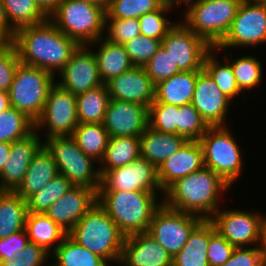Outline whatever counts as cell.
<instances>
[{"label": "cell", "instance_id": "cell-1", "mask_svg": "<svg viewBox=\"0 0 266 266\" xmlns=\"http://www.w3.org/2000/svg\"><path fill=\"white\" fill-rule=\"evenodd\" d=\"M13 43L20 63L47 70L56 76L79 47L49 19L16 30Z\"/></svg>", "mask_w": 266, "mask_h": 266}, {"label": "cell", "instance_id": "cell-2", "mask_svg": "<svg viewBox=\"0 0 266 266\" xmlns=\"http://www.w3.org/2000/svg\"><path fill=\"white\" fill-rule=\"evenodd\" d=\"M230 187L211 169L203 167L172 183L164 191L162 202L171 209L209 220L221 208V196Z\"/></svg>", "mask_w": 266, "mask_h": 266}, {"label": "cell", "instance_id": "cell-3", "mask_svg": "<svg viewBox=\"0 0 266 266\" xmlns=\"http://www.w3.org/2000/svg\"><path fill=\"white\" fill-rule=\"evenodd\" d=\"M157 195L143 191H98L97 202L126 237L148 231L153 214L163 204ZM160 201V202H159Z\"/></svg>", "mask_w": 266, "mask_h": 266}, {"label": "cell", "instance_id": "cell-4", "mask_svg": "<svg viewBox=\"0 0 266 266\" xmlns=\"http://www.w3.org/2000/svg\"><path fill=\"white\" fill-rule=\"evenodd\" d=\"M67 235L77 244L105 259L111 266L113 262L120 266L125 236L98 202Z\"/></svg>", "mask_w": 266, "mask_h": 266}, {"label": "cell", "instance_id": "cell-5", "mask_svg": "<svg viewBox=\"0 0 266 266\" xmlns=\"http://www.w3.org/2000/svg\"><path fill=\"white\" fill-rule=\"evenodd\" d=\"M106 8L87 0H61L48 19L79 45H89L105 34Z\"/></svg>", "mask_w": 266, "mask_h": 266}, {"label": "cell", "instance_id": "cell-6", "mask_svg": "<svg viewBox=\"0 0 266 266\" xmlns=\"http://www.w3.org/2000/svg\"><path fill=\"white\" fill-rule=\"evenodd\" d=\"M230 130L227 126L209 127L198 141L203 150L204 167L211 169L232 187L243 172L245 161Z\"/></svg>", "mask_w": 266, "mask_h": 266}, {"label": "cell", "instance_id": "cell-7", "mask_svg": "<svg viewBox=\"0 0 266 266\" xmlns=\"http://www.w3.org/2000/svg\"><path fill=\"white\" fill-rule=\"evenodd\" d=\"M44 146L56 162L59 174L74 186H85L98 193L101 176L95 165L99 164L78 147L72 136L50 137L44 140Z\"/></svg>", "mask_w": 266, "mask_h": 266}, {"label": "cell", "instance_id": "cell-8", "mask_svg": "<svg viewBox=\"0 0 266 266\" xmlns=\"http://www.w3.org/2000/svg\"><path fill=\"white\" fill-rule=\"evenodd\" d=\"M56 75L47 70L19 63L8 95L11 107L25 113L34 122L41 116Z\"/></svg>", "mask_w": 266, "mask_h": 266}, {"label": "cell", "instance_id": "cell-9", "mask_svg": "<svg viewBox=\"0 0 266 266\" xmlns=\"http://www.w3.org/2000/svg\"><path fill=\"white\" fill-rule=\"evenodd\" d=\"M242 0H202L184 11L181 19L215 48L228 32Z\"/></svg>", "mask_w": 266, "mask_h": 266}, {"label": "cell", "instance_id": "cell-10", "mask_svg": "<svg viewBox=\"0 0 266 266\" xmlns=\"http://www.w3.org/2000/svg\"><path fill=\"white\" fill-rule=\"evenodd\" d=\"M263 43L266 45V4L242 1L228 32L215 48L219 55L230 48L258 47Z\"/></svg>", "mask_w": 266, "mask_h": 266}, {"label": "cell", "instance_id": "cell-11", "mask_svg": "<svg viewBox=\"0 0 266 266\" xmlns=\"http://www.w3.org/2000/svg\"><path fill=\"white\" fill-rule=\"evenodd\" d=\"M216 231L234 247L258 246L266 214L252 209H223L209 219Z\"/></svg>", "mask_w": 266, "mask_h": 266}, {"label": "cell", "instance_id": "cell-12", "mask_svg": "<svg viewBox=\"0 0 266 266\" xmlns=\"http://www.w3.org/2000/svg\"><path fill=\"white\" fill-rule=\"evenodd\" d=\"M78 124L76 96L55 83L41 116L35 121V131L39 135L44 131L43 140L54 136H72Z\"/></svg>", "mask_w": 266, "mask_h": 266}, {"label": "cell", "instance_id": "cell-13", "mask_svg": "<svg viewBox=\"0 0 266 266\" xmlns=\"http://www.w3.org/2000/svg\"><path fill=\"white\" fill-rule=\"evenodd\" d=\"M203 219L162 204L153 214L147 233L173 258L184 248L192 230Z\"/></svg>", "mask_w": 266, "mask_h": 266}, {"label": "cell", "instance_id": "cell-14", "mask_svg": "<svg viewBox=\"0 0 266 266\" xmlns=\"http://www.w3.org/2000/svg\"><path fill=\"white\" fill-rule=\"evenodd\" d=\"M98 191L160 192L161 199L164 196L157 167L142 157L125 166L106 171L101 176Z\"/></svg>", "mask_w": 266, "mask_h": 266}, {"label": "cell", "instance_id": "cell-15", "mask_svg": "<svg viewBox=\"0 0 266 266\" xmlns=\"http://www.w3.org/2000/svg\"><path fill=\"white\" fill-rule=\"evenodd\" d=\"M161 45L181 71L203 70L204 59L212 47L195 34L182 20L168 30Z\"/></svg>", "mask_w": 266, "mask_h": 266}, {"label": "cell", "instance_id": "cell-16", "mask_svg": "<svg viewBox=\"0 0 266 266\" xmlns=\"http://www.w3.org/2000/svg\"><path fill=\"white\" fill-rule=\"evenodd\" d=\"M92 48L91 45H79L58 73L60 75V81L56 82L58 86L77 96L104 84Z\"/></svg>", "mask_w": 266, "mask_h": 266}, {"label": "cell", "instance_id": "cell-17", "mask_svg": "<svg viewBox=\"0 0 266 266\" xmlns=\"http://www.w3.org/2000/svg\"><path fill=\"white\" fill-rule=\"evenodd\" d=\"M102 124L110 137H140L148 126V108L110 99Z\"/></svg>", "mask_w": 266, "mask_h": 266}, {"label": "cell", "instance_id": "cell-18", "mask_svg": "<svg viewBox=\"0 0 266 266\" xmlns=\"http://www.w3.org/2000/svg\"><path fill=\"white\" fill-rule=\"evenodd\" d=\"M191 104L209 127L227 126L225 121L232 101L220 91L204 70L197 75Z\"/></svg>", "mask_w": 266, "mask_h": 266}, {"label": "cell", "instance_id": "cell-19", "mask_svg": "<svg viewBox=\"0 0 266 266\" xmlns=\"http://www.w3.org/2000/svg\"><path fill=\"white\" fill-rule=\"evenodd\" d=\"M43 145V137L35 130L12 143L9 160L0 173V191H15L20 186L34 155Z\"/></svg>", "mask_w": 266, "mask_h": 266}, {"label": "cell", "instance_id": "cell-20", "mask_svg": "<svg viewBox=\"0 0 266 266\" xmlns=\"http://www.w3.org/2000/svg\"><path fill=\"white\" fill-rule=\"evenodd\" d=\"M96 203L95 190L85 186H73L54 202L45 214L68 233Z\"/></svg>", "mask_w": 266, "mask_h": 266}, {"label": "cell", "instance_id": "cell-21", "mask_svg": "<svg viewBox=\"0 0 266 266\" xmlns=\"http://www.w3.org/2000/svg\"><path fill=\"white\" fill-rule=\"evenodd\" d=\"M105 84L110 99L137 103L147 108L155 100V85L144 67L134 66Z\"/></svg>", "mask_w": 266, "mask_h": 266}, {"label": "cell", "instance_id": "cell-22", "mask_svg": "<svg viewBox=\"0 0 266 266\" xmlns=\"http://www.w3.org/2000/svg\"><path fill=\"white\" fill-rule=\"evenodd\" d=\"M121 266H172V257L147 232L126 236Z\"/></svg>", "mask_w": 266, "mask_h": 266}, {"label": "cell", "instance_id": "cell-23", "mask_svg": "<svg viewBox=\"0 0 266 266\" xmlns=\"http://www.w3.org/2000/svg\"><path fill=\"white\" fill-rule=\"evenodd\" d=\"M204 167L203 150L199 141H186L183 146L159 166L158 180L165 191L176 180Z\"/></svg>", "mask_w": 266, "mask_h": 266}, {"label": "cell", "instance_id": "cell-24", "mask_svg": "<svg viewBox=\"0 0 266 266\" xmlns=\"http://www.w3.org/2000/svg\"><path fill=\"white\" fill-rule=\"evenodd\" d=\"M186 141L178 134L159 132L147 126L140 135L141 157L158 168L179 151Z\"/></svg>", "mask_w": 266, "mask_h": 266}, {"label": "cell", "instance_id": "cell-25", "mask_svg": "<svg viewBox=\"0 0 266 266\" xmlns=\"http://www.w3.org/2000/svg\"><path fill=\"white\" fill-rule=\"evenodd\" d=\"M89 45L98 47L95 48L97 51L93 50V52L97 59L100 78L104 84L134 67L121 44L110 42L102 37Z\"/></svg>", "mask_w": 266, "mask_h": 266}, {"label": "cell", "instance_id": "cell-26", "mask_svg": "<svg viewBox=\"0 0 266 266\" xmlns=\"http://www.w3.org/2000/svg\"><path fill=\"white\" fill-rule=\"evenodd\" d=\"M58 173L56 162L43 145L34 155L24 180L15 192L27 200L32 194L42 190Z\"/></svg>", "mask_w": 266, "mask_h": 266}, {"label": "cell", "instance_id": "cell-27", "mask_svg": "<svg viewBox=\"0 0 266 266\" xmlns=\"http://www.w3.org/2000/svg\"><path fill=\"white\" fill-rule=\"evenodd\" d=\"M200 71H180L172 77L155 85V100L183 106L192 101L197 75Z\"/></svg>", "mask_w": 266, "mask_h": 266}, {"label": "cell", "instance_id": "cell-28", "mask_svg": "<svg viewBox=\"0 0 266 266\" xmlns=\"http://www.w3.org/2000/svg\"><path fill=\"white\" fill-rule=\"evenodd\" d=\"M209 241L210 220H202L190 233L184 248L172 258V266H210Z\"/></svg>", "mask_w": 266, "mask_h": 266}, {"label": "cell", "instance_id": "cell-29", "mask_svg": "<svg viewBox=\"0 0 266 266\" xmlns=\"http://www.w3.org/2000/svg\"><path fill=\"white\" fill-rule=\"evenodd\" d=\"M25 229L29 241L43 247L50 254L68 234L45 213H28Z\"/></svg>", "mask_w": 266, "mask_h": 266}, {"label": "cell", "instance_id": "cell-30", "mask_svg": "<svg viewBox=\"0 0 266 266\" xmlns=\"http://www.w3.org/2000/svg\"><path fill=\"white\" fill-rule=\"evenodd\" d=\"M27 201L15 191H0V238L25 229Z\"/></svg>", "mask_w": 266, "mask_h": 266}, {"label": "cell", "instance_id": "cell-31", "mask_svg": "<svg viewBox=\"0 0 266 266\" xmlns=\"http://www.w3.org/2000/svg\"><path fill=\"white\" fill-rule=\"evenodd\" d=\"M141 157L140 137H110L99 162L102 176L106 171L125 166Z\"/></svg>", "mask_w": 266, "mask_h": 266}, {"label": "cell", "instance_id": "cell-32", "mask_svg": "<svg viewBox=\"0 0 266 266\" xmlns=\"http://www.w3.org/2000/svg\"><path fill=\"white\" fill-rule=\"evenodd\" d=\"M77 118L79 124L100 123L105 117L110 96L106 84H102L94 89L76 96Z\"/></svg>", "mask_w": 266, "mask_h": 266}, {"label": "cell", "instance_id": "cell-33", "mask_svg": "<svg viewBox=\"0 0 266 266\" xmlns=\"http://www.w3.org/2000/svg\"><path fill=\"white\" fill-rule=\"evenodd\" d=\"M57 266H111L105 259L77 244L68 235L51 253Z\"/></svg>", "mask_w": 266, "mask_h": 266}, {"label": "cell", "instance_id": "cell-34", "mask_svg": "<svg viewBox=\"0 0 266 266\" xmlns=\"http://www.w3.org/2000/svg\"><path fill=\"white\" fill-rule=\"evenodd\" d=\"M78 147L95 161L102 160L108 146L109 133L100 123L78 124L72 134Z\"/></svg>", "mask_w": 266, "mask_h": 266}, {"label": "cell", "instance_id": "cell-35", "mask_svg": "<svg viewBox=\"0 0 266 266\" xmlns=\"http://www.w3.org/2000/svg\"><path fill=\"white\" fill-rule=\"evenodd\" d=\"M216 53H218L217 49L212 48L206 54L203 70L216 83L220 91L233 102L234 98L242 95V92L237 85L230 62L225 57H223L225 62L219 60Z\"/></svg>", "mask_w": 266, "mask_h": 266}, {"label": "cell", "instance_id": "cell-36", "mask_svg": "<svg viewBox=\"0 0 266 266\" xmlns=\"http://www.w3.org/2000/svg\"><path fill=\"white\" fill-rule=\"evenodd\" d=\"M223 57L230 62L237 85L240 91L243 92V97L246 98L245 91L253 90L262 82L264 76L262 71L263 63L257 56L255 57L251 54L236 57L234 60L233 53H230L229 56L225 53Z\"/></svg>", "mask_w": 266, "mask_h": 266}, {"label": "cell", "instance_id": "cell-37", "mask_svg": "<svg viewBox=\"0 0 266 266\" xmlns=\"http://www.w3.org/2000/svg\"><path fill=\"white\" fill-rule=\"evenodd\" d=\"M2 2L7 19L15 31L26 26L40 24L48 19L35 0H2Z\"/></svg>", "mask_w": 266, "mask_h": 266}, {"label": "cell", "instance_id": "cell-38", "mask_svg": "<svg viewBox=\"0 0 266 266\" xmlns=\"http://www.w3.org/2000/svg\"><path fill=\"white\" fill-rule=\"evenodd\" d=\"M74 185L62 174H57L39 192L32 194L27 201L28 213H45L61 196Z\"/></svg>", "mask_w": 266, "mask_h": 266}, {"label": "cell", "instance_id": "cell-39", "mask_svg": "<svg viewBox=\"0 0 266 266\" xmlns=\"http://www.w3.org/2000/svg\"><path fill=\"white\" fill-rule=\"evenodd\" d=\"M35 122L25 113L10 107L0 112V142L13 143L31 134Z\"/></svg>", "mask_w": 266, "mask_h": 266}, {"label": "cell", "instance_id": "cell-40", "mask_svg": "<svg viewBox=\"0 0 266 266\" xmlns=\"http://www.w3.org/2000/svg\"><path fill=\"white\" fill-rule=\"evenodd\" d=\"M166 0H110L106 17L132 19L158 10Z\"/></svg>", "mask_w": 266, "mask_h": 266}, {"label": "cell", "instance_id": "cell-41", "mask_svg": "<svg viewBox=\"0 0 266 266\" xmlns=\"http://www.w3.org/2000/svg\"><path fill=\"white\" fill-rule=\"evenodd\" d=\"M208 129L209 126L191 103L179 107L178 135L187 141H198Z\"/></svg>", "mask_w": 266, "mask_h": 266}, {"label": "cell", "instance_id": "cell-42", "mask_svg": "<svg viewBox=\"0 0 266 266\" xmlns=\"http://www.w3.org/2000/svg\"><path fill=\"white\" fill-rule=\"evenodd\" d=\"M170 10L172 11L168 3L165 2L158 10L140 16L138 20L141 35L162 41L168 30L176 23L167 17Z\"/></svg>", "mask_w": 266, "mask_h": 266}, {"label": "cell", "instance_id": "cell-43", "mask_svg": "<svg viewBox=\"0 0 266 266\" xmlns=\"http://www.w3.org/2000/svg\"><path fill=\"white\" fill-rule=\"evenodd\" d=\"M179 106L153 102L148 108V126L156 131L177 134Z\"/></svg>", "mask_w": 266, "mask_h": 266}, {"label": "cell", "instance_id": "cell-44", "mask_svg": "<svg viewBox=\"0 0 266 266\" xmlns=\"http://www.w3.org/2000/svg\"><path fill=\"white\" fill-rule=\"evenodd\" d=\"M140 34L138 18L120 19L105 17L104 38L110 42L123 45Z\"/></svg>", "mask_w": 266, "mask_h": 266}, {"label": "cell", "instance_id": "cell-45", "mask_svg": "<svg viewBox=\"0 0 266 266\" xmlns=\"http://www.w3.org/2000/svg\"><path fill=\"white\" fill-rule=\"evenodd\" d=\"M144 69L154 85L181 71L162 45L157 53L144 65Z\"/></svg>", "mask_w": 266, "mask_h": 266}, {"label": "cell", "instance_id": "cell-46", "mask_svg": "<svg viewBox=\"0 0 266 266\" xmlns=\"http://www.w3.org/2000/svg\"><path fill=\"white\" fill-rule=\"evenodd\" d=\"M125 51L134 66L144 65L157 53L161 41L144 35L136 36L134 39L123 44Z\"/></svg>", "mask_w": 266, "mask_h": 266}, {"label": "cell", "instance_id": "cell-47", "mask_svg": "<svg viewBox=\"0 0 266 266\" xmlns=\"http://www.w3.org/2000/svg\"><path fill=\"white\" fill-rule=\"evenodd\" d=\"M19 63L13 41L0 42V90H9Z\"/></svg>", "mask_w": 266, "mask_h": 266}, {"label": "cell", "instance_id": "cell-48", "mask_svg": "<svg viewBox=\"0 0 266 266\" xmlns=\"http://www.w3.org/2000/svg\"><path fill=\"white\" fill-rule=\"evenodd\" d=\"M234 246L221 236L210 221V241L207 258L210 266H221L231 257Z\"/></svg>", "mask_w": 266, "mask_h": 266}, {"label": "cell", "instance_id": "cell-49", "mask_svg": "<svg viewBox=\"0 0 266 266\" xmlns=\"http://www.w3.org/2000/svg\"><path fill=\"white\" fill-rule=\"evenodd\" d=\"M221 266H262L258 246L235 247L230 259Z\"/></svg>", "mask_w": 266, "mask_h": 266}, {"label": "cell", "instance_id": "cell-50", "mask_svg": "<svg viewBox=\"0 0 266 266\" xmlns=\"http://www.w3.org/2000/svg\"><path fill=\"white\" fill-rule=\"evenodd\" d=\"M26 229L5 238H0V262L15 258V254L29 243Z\"/></svg>", "mask_w": 266, "mask_h": 266}, {"label": "cell", "instance_id": "cell-51", "mask_svg": "<svg viewBox=\"0 0 266 266\" xmlns=\"http://www.w3.org/2000/svg\"><path fill=\"white\" fill-rule=\"evenodd\" d=\"M50 255L43 247L29 242L15 254V258L22 257V262L26 266H46L51 259Z\"/></svg>", "mask_w": 266, "mask_h": 266}, {"label": "cell", "instance_id": "cell-52", "mask_svg": "<svg viewBox=\"0 0 266 266\" xmlns=\"http://www.w3.org/2000/svg\"><path fill=\"white\" fill-rule=\"evenodd\" d=\"M15 30L11 27L5 12V7L0 0V42L13 41Z\"/></svg>", "mask_w": 266, "mask_h": 266}, {"label": "cell", "instance_id": "cell-53", "mask_svg": "<svg viewBox=\"0 0 266 266\" xmlns=\"http://www.w3.org/2000/svg\"><path fill=\"white\" fill-rule=\"evenodd\" d=\"M39 8L49 17L58 7L61 0H35Z\"/></svg>", "mask_w": 266, "mask_h": 266}, {"label": "cell", "instance_id": "cell-54", "mask_svg": "<svg viewBox=\"0 0 266 266\" xmlns=\"http://www.w3.org/2000/svg\"><path fill=\"white\" fill-rule=\"evenodd\" d=\"M11 147H12V143L0 142V173L5 163L9 160Z\"/></svg>", "mask_w": 266, "mask_h": 266}, {"label": "cell", "instance_id": "cell-55", "mask_svg": "<svg viewBox=\"0 0 266 266\" xmlns=\"http://www.w3.org/2000/svg\"><path fill=\"white\" fill-rule=\"evenodd\" d=\"M258 248L260 251L261 265L266 266V222L262 228Z\"/></svg>", "mask_w": 266, "mask_h": 266}, {"label": "cell", "instance_id": "cell-56", "mask_svg": "<svg viewBox=\"0 0 266 266\" xmlns=\"http://www.w3.org/2000/svg\"><path fill=\"white\" fill-rule=\"evenodd\" d=\"M202 0H166V2L168 3L169 7L173 10L176 6L179 7L182 3H185V6L187 7V9L185 8V11L188 10L191 6H193L194 4H197L199 2H201Z\"/></svg>", "mask_w": 266, "mask_h": 266}, {"label": "cell", "instance_id": "cell-57", "mask_svg": "<svg viewBox=\"0 0 266 266\" xmlns=\"http://www.w3.org/2000/svg\"><path fill=\"white\" fill-rule=\"evenodd\" d=\"M11 107L8 91L0 90V112Z\"/></svg>", "mask_w": 266, "mask_h": 266}, {"label": "cell", "instance_id": "cell-58", "mask_svg": "<svg viewBox=\"0 0 266 266\" xmlns=\"http://www.w3.org/2000/svg\"><path fill=\"white\" fill-rule=\"evenodd\" d=\"M0 266H26V265L22 262V257H20V258L4 259L0 262Z\"/></svg>", "mask_w": 266, "mask_h": 266}, {"label": "cell", "instance_id": "cell-59", "mask_svg": "<svg viewBox=\"0 0 266 266\" xmlns=\"http://www.w3.org/2000/svg\"><path fill=\"white\" fill-rule=\"evenodd\" d=\"M87 1H92V2H94L96 4H99V5L103 6V7H105V8H107V6H108V4L110 2V0H87Z\"/></svg>", "mask_w": 266, "mask_h": 266}, {"label": "cell", "instance_id": "cell-60", "mask_svg": "<svg viewBox=\"0 0 266 266\" xmlns=\"http://www.w3.org/2000/svg\"><path fill=\"white\" fill-rule=\"evenodd\" d=\"M247 3L266 4V0H242Z\"/></svg>", "mask_w": 266, "mask_h": 266}, {"label": "cell", "instance_id": "cell-61", "mask_svg": "<svg viewBox=\"0 0 266 266\" xmlns=\"http://www.w3.org/2000/svg\"><path fill=\"white\" fill-rule=\"evenodd\" d=\"M51 261H52V260H50V263H48L49 265L47 264V266H57V265H55L54 263H51ZM50 264H51V265H50Z\"/></svg>", "mask_w": 266, "mask_h": 266}]
</instances>
